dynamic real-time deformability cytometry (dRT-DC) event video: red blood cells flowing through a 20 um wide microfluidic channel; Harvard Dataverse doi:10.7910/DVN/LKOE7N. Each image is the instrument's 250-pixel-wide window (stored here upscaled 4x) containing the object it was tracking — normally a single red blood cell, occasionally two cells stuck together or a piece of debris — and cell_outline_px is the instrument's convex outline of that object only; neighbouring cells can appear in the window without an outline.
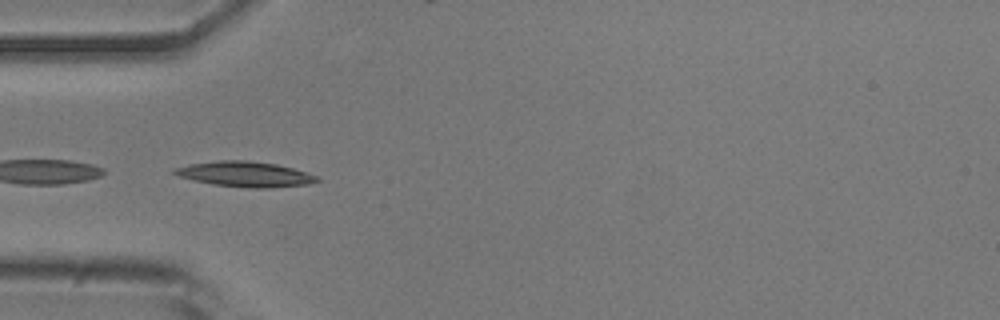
{"species": "common noctule bat (a hibernating species)", "species_latin": "Nyctalus noctula", "temperature_condition": "room temperature", "stored_images_in_passage": 5, "camera_frame_rate_fps": 3000, "um_per_image_px": 0.085, "animal": {"sex": "male", "body_mass_g": 20.5, "forearm_length_mm": 52.5}, "frame": {"image": 1, "passage_image": 3, "time_ms": 0.667, "image_size_px": [1000, 320], "cell_outline_px": [[320, 180], [308, 184], [272, 188], [252, 188], [212, 184], [192, 180], [180, 176], [172, 172], [172, 168], [188, 164], [220, 160], [248, 160], [276, 164], [292, 168], [316, 176]], "centroid_in_image_um": [20.79, 14.8], "position_along_channel_um": 64.2, "area_um2": 20.92}}